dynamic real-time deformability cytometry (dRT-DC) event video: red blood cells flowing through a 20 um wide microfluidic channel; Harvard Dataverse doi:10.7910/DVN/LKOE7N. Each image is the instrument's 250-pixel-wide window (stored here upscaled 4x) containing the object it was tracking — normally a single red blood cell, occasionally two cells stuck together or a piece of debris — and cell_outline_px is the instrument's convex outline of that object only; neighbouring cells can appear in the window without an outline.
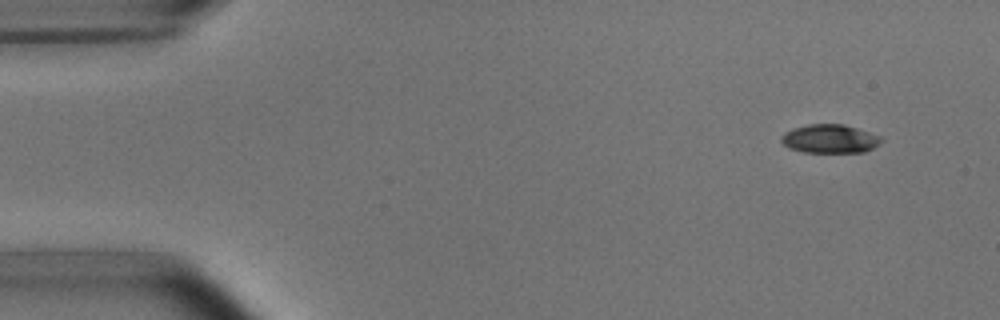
{"species": "common noctule bat (a hibernating species)", "species_latin": "Nyctalus noctula", "temperature_condition": "room temperature", "stored_images_in_passage": 52, "camera_frame_rate_fps": 3000, "um_per_image_px": 0.085, "animal": {"sex": "male", "body_mass_g": 15.6}, "frame": {"image": 1, "passage_image": 4, "time_ms": 1.0, "image_size_px": [1000, 320], "cell_outline_px": [[884, 140], [872, 148], [864, 152], [804, 152], [788, 148], [780, 140], [780, 136], [796, 128], [808, 124], [844, 124], [880, 136]], "centroid_in_image_um": [70.54, 11.8], "position_along_channel_um": 14.5, "area_um2": 16.47}}
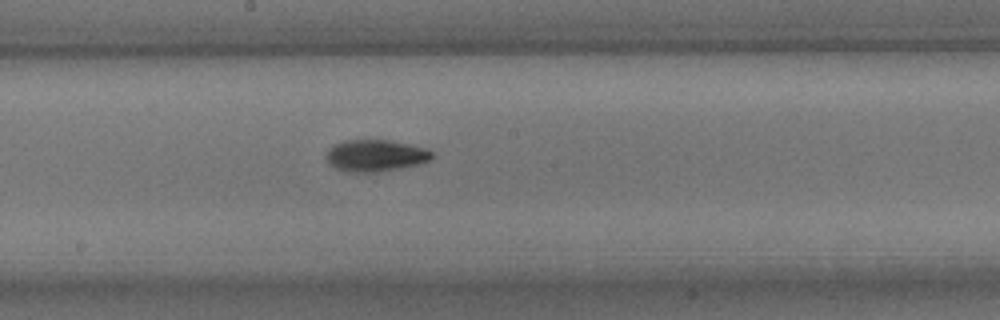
{"frame": {"image": 2, "passage_image": 28, "time_ms": 9.0, "image_size_px": [1000, 320], "cell_outline_px": [[432, 156], [428, 160], [416, 164], [400, 168], [376, 172], [348, 172], [336, 168], [328, 164], [328, 148], [332, 144], [344, 140], [388, 140], [428, 148], [432, 152]], "centroid_in_image_um": [31.88, 13.21], "position_along_channel_um": 216.3, "area_um2": 19.42}}
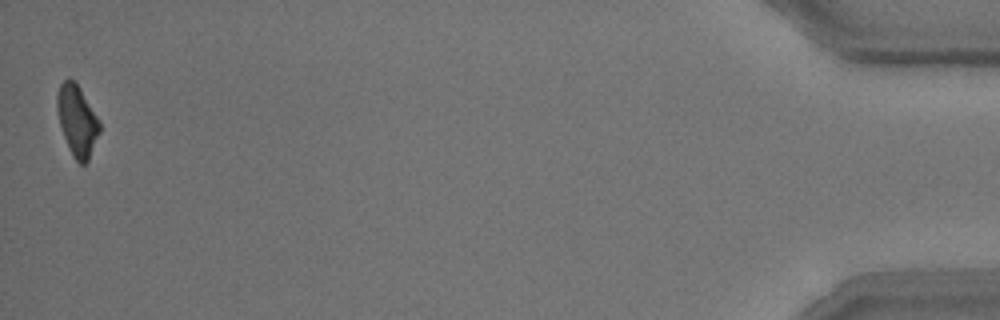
{"frame": {"image": 3, "passage_image": 52, "time_ms": 17.0, "image_size_px": [1000, 320], "cell_outline_px": [[100, 132], [88, 160], [84, 164], [80, 164], [72, 156], [64, 136], [60, 124], [56, 108], [56, 96], [60, 84], [68, 76], [76, 80], [100, 120]], "centroid_in_image_um": [6.56, 10.19], "position_along_channel_um": 428.6, "area_um2": 17.8}, "authors_computed_cell_mechanics": {"area_um2": 18.0914, "velocity_mm_per_s": 3.7936, "shape_relaxation_time_tau1_ms": 2.6672, "shape_relaxation_time_tau2_ms": 1.5059, "deformation_change_tau1": 0.1484, "deformation_change_tau2": 0.0782}}